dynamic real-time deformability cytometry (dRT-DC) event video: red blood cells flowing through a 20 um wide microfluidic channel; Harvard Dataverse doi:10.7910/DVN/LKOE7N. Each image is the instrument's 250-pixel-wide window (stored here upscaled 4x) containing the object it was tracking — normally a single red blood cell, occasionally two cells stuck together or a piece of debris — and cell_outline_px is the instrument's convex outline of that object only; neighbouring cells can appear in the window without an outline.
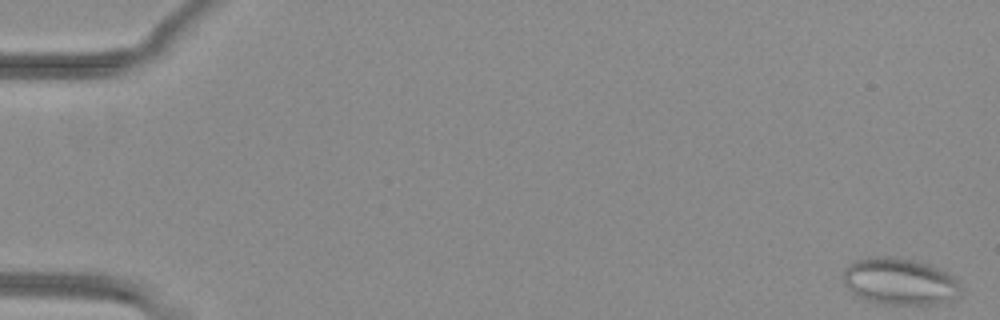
{"species": "common noctule bat (a hibernating species)", "species_latin": "Nyctalus noctula", "temperature_condition": "warm", "stored_images_in_passage": 52, "camera_frame_rate_fps": 3000, "um_per_image_px": 0.085, "animal": {"sex": "female", "body_mass_g": 29.2, "forearm_length_mm": 56.3}, "frame": {"image": 1, "passage_image": 1, "time_ms": 0.0, "image_size_px": [1000, 320], "cell_outline_px": [[964, 292], [960, 296], [952, 300], [932, 304], [888, 304], [868, 300], [856, 296], [848, 288], [844, 280], [844, 268], [848, 264], [856, 260], [872, 256], [892, 256], [916, 260], [940, 268], [948, 272], [960, 280], [964, 288]], "centroid_in_image_um": [76.56, 23.91], "position_along_channel_um": 8.4, "area_um2": 32.66}}
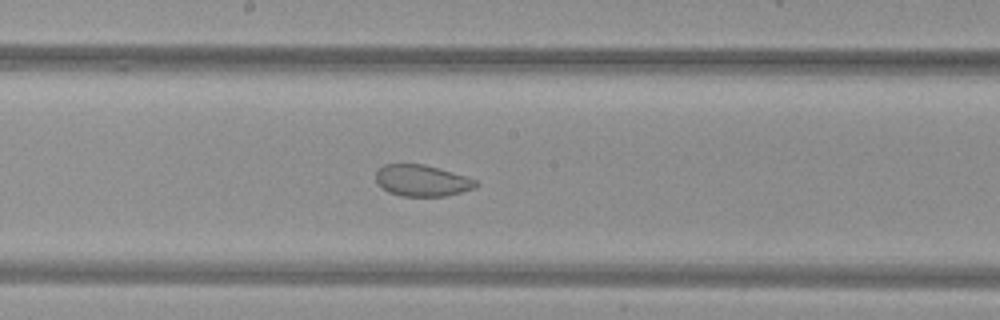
{"frame": {"image": 2, "passage_image": 29, "time_ms": 9.333, "image_size_px": [1000, 320], "cell_outline_px": [[480, 184], [476, 188], [444, 196], [400, 196], [388, 192], [380, 188], [376, 184], [376, 172], [384, 164], [424, 164], [464, 176], [476, 180]], "centroid_in_image_um": [35.83, 15.36], "position_along_channel_um": 212.4, "area_um2": 18.32}}
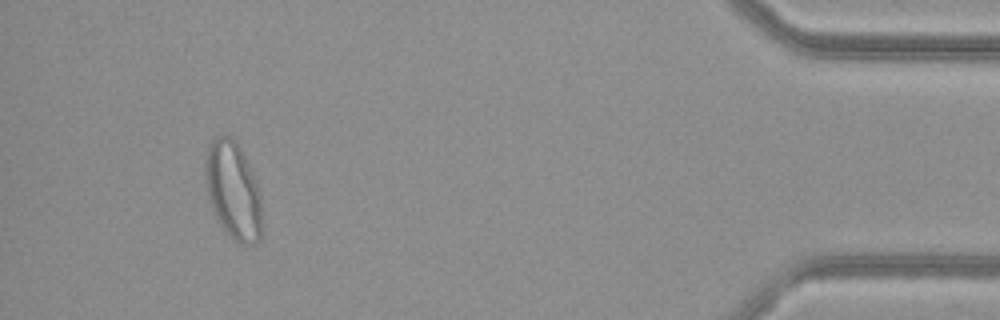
{"frame": {"image": 3, "passage_image": 49, "time_ms": 16.0, "image_size_px": [1000, 320], "cell_outline_px": [[260, 240], [256, 244], [240, 244], [232, 240], [216, 220], [208, 196], [204, 176], [204, 160], [208, 144], [216, 136], [228, 136], [240, 148], [256, 180], [260, 192]], "centroid_in_image_um": [19.78, 16.22], "position_along_channel_um": 415.4, "area_um2": 32.25}, "authors_computed_cell_mechanics": {"area_um2": 26.7036, "velocity_mm_per_s": 4.0119, "shape_relaxation_time_tau1_ms": null, "shape_relaxation_time_tau2_ms": 1.0917, "deformation_change_tau1": null, "deformation_change_tau2": 0.0514}}